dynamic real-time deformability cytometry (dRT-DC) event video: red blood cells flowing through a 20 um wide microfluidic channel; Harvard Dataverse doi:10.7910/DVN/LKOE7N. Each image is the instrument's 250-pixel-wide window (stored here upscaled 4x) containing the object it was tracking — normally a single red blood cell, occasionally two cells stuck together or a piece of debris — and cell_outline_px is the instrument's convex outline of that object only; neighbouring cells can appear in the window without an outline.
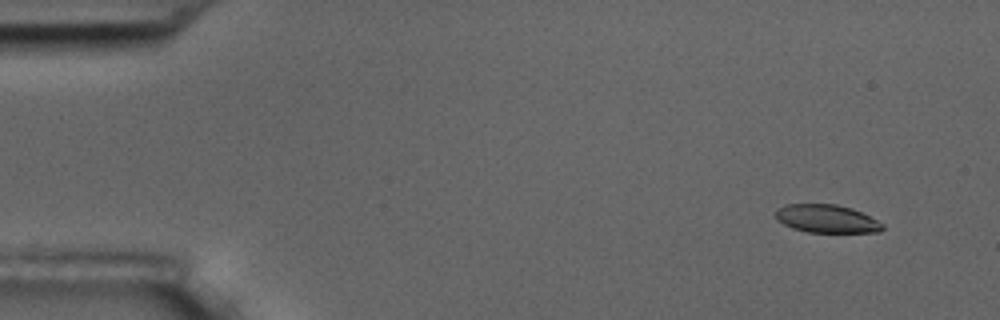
{"species": "common noctule bat (a hibernating species)", "species_latin": "Nyctalus noctula", "temperature_condition": "room temperature", "stored_images_in_passage": 5, "camera_frame_rate_fps": 3000, "um_per_image_px": 0.085, "animal": {"sex": "male", "body_mass_g": 17.5, "forearm_length_mm": 52.3}, "frame": {"image": 1, "passage_image": 2, "time_ms": 1.0, "image_size_px": [1000, 320], "cell_outline_px": [[884, 228], [880, 232], [808, 232], [792, 228], [776, 220], [776, 208], [784, 204], [836, 204], [852, 208], [884, 224]], "centroid_in_image_um": [70.23, 18.59], "position_along_channel_um": 14.8, "area_um2": 17.51}}
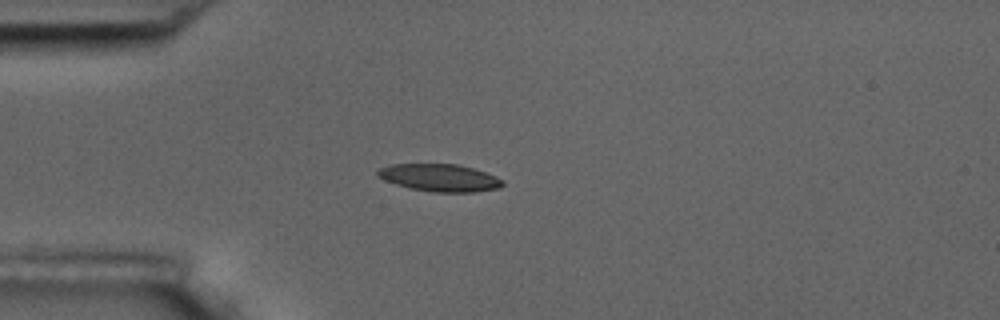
{"frame": {"image": 2, "passage_image": 5, "time_ms": 4.667, "image_size_px": [1000, 320], "cell_outline_px": [[504, 184], [500, 188], [476, 192], [432, 192], [408, 188], [384, 180], [376, 176], [376, 172], [380, 168], [392, 164], [456, 164], [472, 168], [496, 176], [504, 180]], "centroid_in_image_um": [37.37, 15.11], "position_along_channel_um": 47.6, "area_um2": 20.06}}